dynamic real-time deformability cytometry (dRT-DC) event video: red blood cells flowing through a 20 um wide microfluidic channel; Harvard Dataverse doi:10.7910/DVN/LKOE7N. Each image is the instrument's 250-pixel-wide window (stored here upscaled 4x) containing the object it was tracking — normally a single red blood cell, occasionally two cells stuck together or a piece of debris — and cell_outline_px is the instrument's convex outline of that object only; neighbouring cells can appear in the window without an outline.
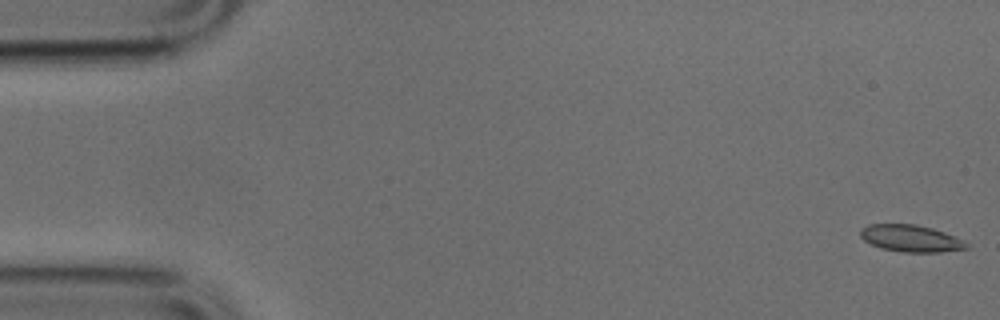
{"species": "common noctule bat (a hibernating species)", "species_latin": "Nyctalus noctula", "temperature_condition": "cold", "stored_images_in_passage": 51, "camera_frame_rate_fps": 3000, "um_per_image_px": 0.085, "animal": {"sex": "male", "body_mass_g": 17.9, "forearm_length_mm": 54.2}, "frame": {"image": 1, "passage_image": 1, "time_ms": 0.0, "image_size_px": [1000, 320], "cell_outline_px": [[968, 248], [940, 252], [904, 252], [880, 248], [864, 240], [860, 236], [860, 228], [868, 224], [916, 224], [932, 228], [944, 232], [964, 240], [968, 244]], "centroid_in_image_um": [77.4, 20.25], "position_along_channel_um": 7.6, "area_um2": 16.65}}
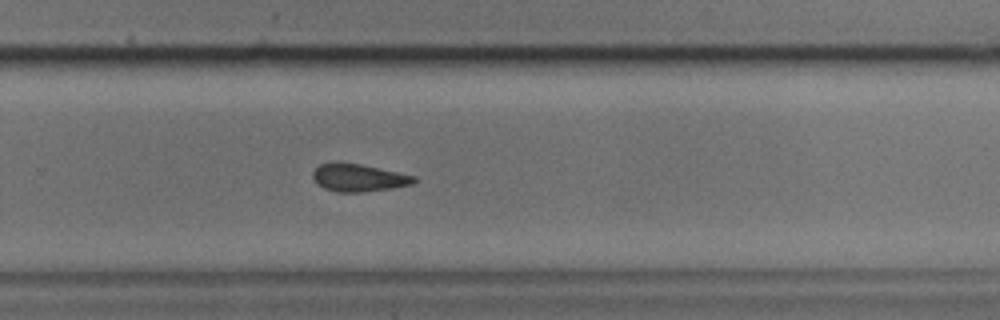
{"frame": {"image": 2, "passage_image": 33, "time_ms": 10.667, "image_size_px": [1000, 320], "cell_outline_px": [[420, 180], [412, 184], [392, 188], [360, 192], [336, 192], [324, 188], [312, 176], [312, 172], [320, 164], [360, 164], [416, 176]], "centroid_in_image_um": [30.55, 15.13], "position_along_channel_um": 299.3, "area_um2": 15.84}}
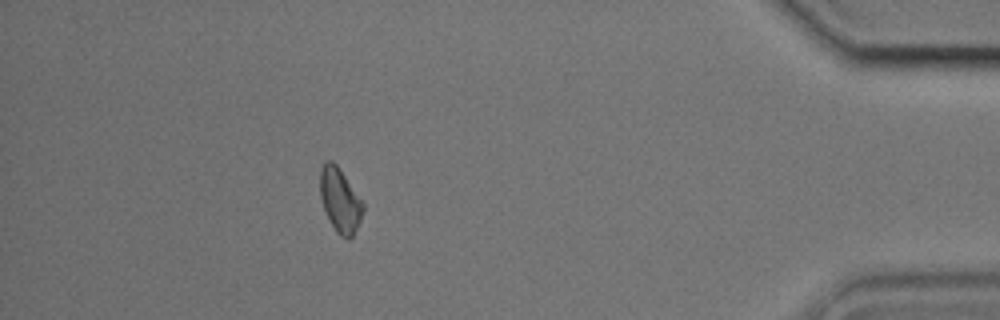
{"frame": {"image": 3, "passage_image": 45, "time_ms": 14.667, "image_size_px": [1000, 320], "cell_outline_px": [[364, 208], [360, 220], [352, 236], [348, 240], [340, 236], [336, 232], [320, 200], [320, 168], [324, 160], [332, 160], [336, 164], [364, 204]], "centroid_in_image_um": [28.87, 17.0], "position_along_channel_um": 406.3, "area_um2": 15.84}}